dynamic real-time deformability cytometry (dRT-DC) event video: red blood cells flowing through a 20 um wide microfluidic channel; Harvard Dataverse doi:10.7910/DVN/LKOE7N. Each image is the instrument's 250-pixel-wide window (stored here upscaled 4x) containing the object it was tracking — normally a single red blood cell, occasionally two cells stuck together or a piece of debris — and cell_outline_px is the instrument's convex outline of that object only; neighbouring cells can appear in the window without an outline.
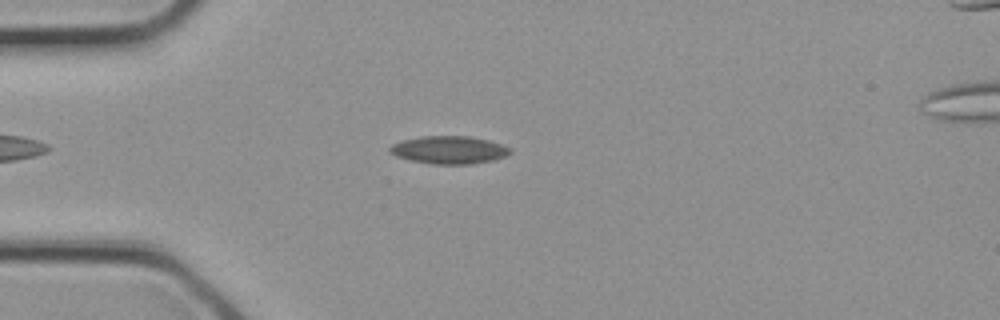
{"species": "common noctule bat (a hibernating species)", "species_latin": "Nyctalus noctula", "temperature_condition": "cold", "stored_images_in_passage": 4, "camera_frame_rate_fps": 3000, "um_per_image_px": 0.085, "animal": {"sex": "female", "body_mass_g": 21.9}, "frame": {"image": 1, "passage_image": 3, "time_ms": 0.667, "image_size_px": [1000, 320], "cell_outline_px": [[512, 152], [504, 156], [492, 160], [472, 164], [432, 164], [412, 160], [396, 156], [388, 152], [388, 148], [392, 144], [400, 140], [420, 136], [468, 136], [488, 140], [512, 148]], "centroid_in_image_um": [38.14, 12.73], "position_along_channel_um": 46.9, "area_um2": 19.54}}